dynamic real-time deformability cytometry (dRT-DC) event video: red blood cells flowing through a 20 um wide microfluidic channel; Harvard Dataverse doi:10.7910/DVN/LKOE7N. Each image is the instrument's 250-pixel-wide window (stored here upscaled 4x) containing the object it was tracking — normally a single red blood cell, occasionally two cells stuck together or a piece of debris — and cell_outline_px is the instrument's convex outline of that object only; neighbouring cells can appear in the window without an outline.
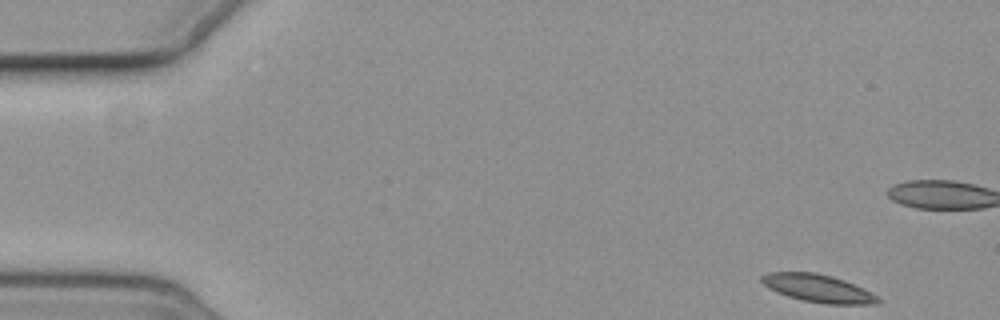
{"species": "common noctule bat (a hibernating species)", "species_latin": "Nyctalus noctula", "temperature_condition": "cold", "stored_images_in_passage": 6, "camera_frame_rate_fps": 3000, "um_per_image_px": 0.085, "animal": {"sex": "female", "body_mass_g": 19.3, "forearm_length_mm": 54.1}, "frame": {"image": 1, "passage_image": 1, "time_ms": 0.0, "image_size_px": [1000, 320], "cell_outline_px": [[880, 300], [876, 304], [824, 304], [804, 300], [788, 296], [776, 292], [768, 288], [760, 280], [760, 276], [768, 272], [816, 272], [832, 276], [844, 280], [864, 288], [872, 292]], "centroid_in_image_um": [69.52, 24.5], "position_along_channel_um": 15.5, "area_um2": 18.84}}
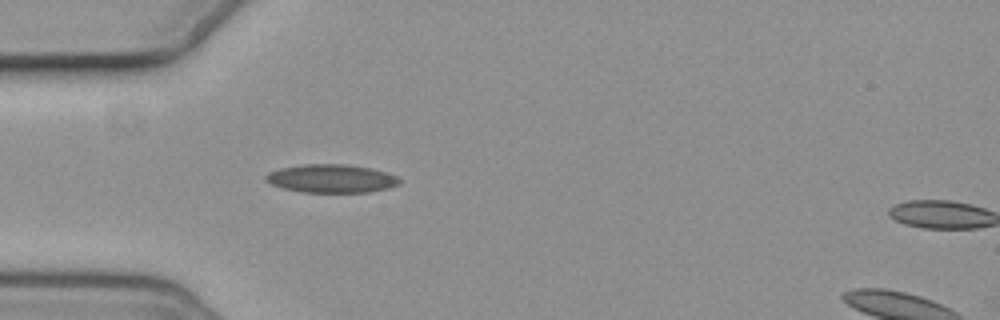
{"frame": {"image": 2, "passage_image": 5, "time_ms": 6.0, "image_size_px": [1000, 320], "cell_outline_px": [[400, 184], [388, 188], [368, 192], [300, 192], [268, 184], [264, 180], [264, 176], [268, 172], [280, 168], [304, 164], [348, 164], [372, 168], [396, 176], [400, 180]], "centroid_in_image_um": [28.12, 15.17], "position_along_channel_um": 56.9, "area_um2": 22.2}}